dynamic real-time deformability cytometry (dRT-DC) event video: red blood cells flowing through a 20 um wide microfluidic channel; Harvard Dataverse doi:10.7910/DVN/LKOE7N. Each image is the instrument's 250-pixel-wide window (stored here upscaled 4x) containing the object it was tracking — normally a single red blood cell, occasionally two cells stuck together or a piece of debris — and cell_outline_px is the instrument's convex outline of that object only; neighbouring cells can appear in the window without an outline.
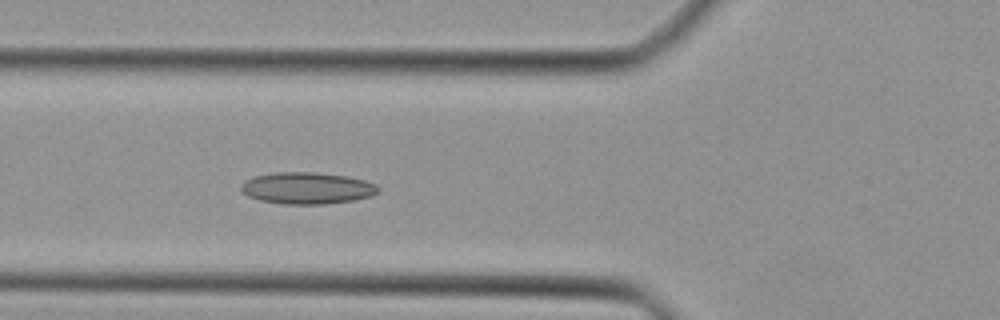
{"species": "Egyptian fruit bat (a non-hibernating species)", "species_latin": "Rousettus aegyptiacus", "temperature_condition": "cold", "stored_images_in_passage": 44, "camera_frame_rate_fps": 3000, "um_per_image_px": 0.085, "animal": {"sex": "female"}, "frame": {"image": 1, "passage_image": 17, "time_ms": 5.333, "image_size_px": [1000, 320], "cell_outline_px": [[380, 188], [372, 196], [352, 200], [324, 204], [284, 204], [260, 200], [248, 196], [240, 188], [240, 184], [244, 180], [256, 176], [276, 172], [316, 172], [344, 176], [364, 180], [376, 184]], "centroid_in_image_um": [26.08, 15.99], "position_along_channel_um": 99.7, "area_um2": 25.2}}
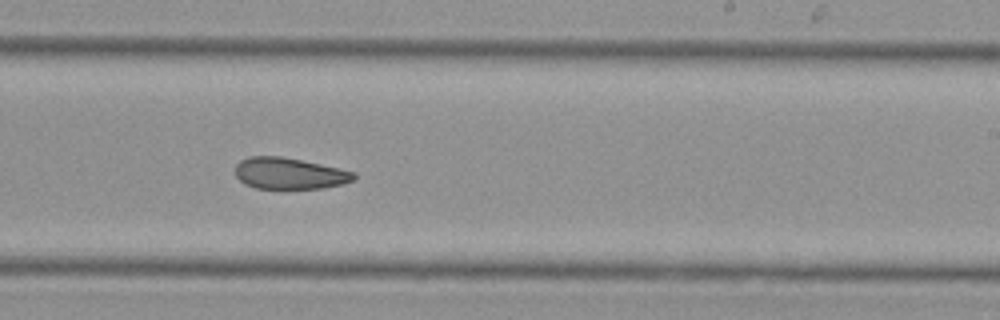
{"frame": {"image": 2, "passage_image": 28, "time_ms": 9.0, "image_size_px": [1000, 320], "cell_outline_px": [[356, 176], [352, 180], [344, 184], [324, 188], [256, 188], [244, 184], [236, 176], [236, 164], [240, 160], [248, 156], [280, 156], [320, 164], [356, 172]], "centroid_in_image_um": [24.59, 14.74], "position_along_channel_um": 264.4, "area_um2": 21.62}}
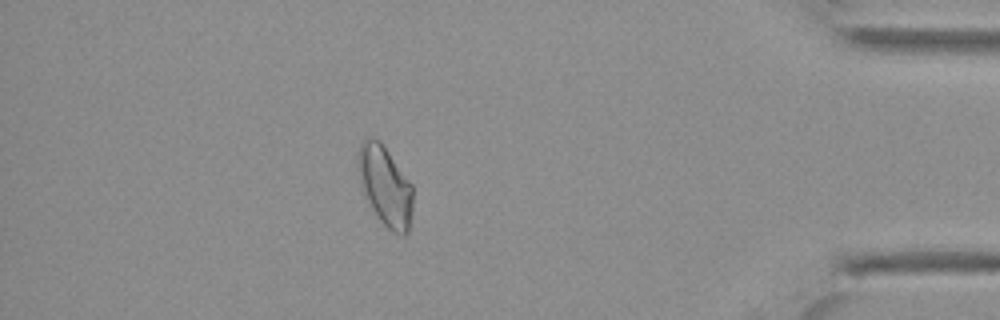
{"frame": {"image": 3, "passage_image": 40, "time_ms": 13.0, "image_size_px": [1000, 320], "cell_outline_px": [[412, 208], [408, 232], [404, 236], [400, 236], [392, 232], [380, 220], [364, 196], [360, 184], [356, 164], [360, 144], [368, 136], [372, 136], [380, 140], [412, 184]], "centroid_in_image_um": [32.72, 15.79], "position_along_channel_um": 402.5, "area_um2": 25.72}}